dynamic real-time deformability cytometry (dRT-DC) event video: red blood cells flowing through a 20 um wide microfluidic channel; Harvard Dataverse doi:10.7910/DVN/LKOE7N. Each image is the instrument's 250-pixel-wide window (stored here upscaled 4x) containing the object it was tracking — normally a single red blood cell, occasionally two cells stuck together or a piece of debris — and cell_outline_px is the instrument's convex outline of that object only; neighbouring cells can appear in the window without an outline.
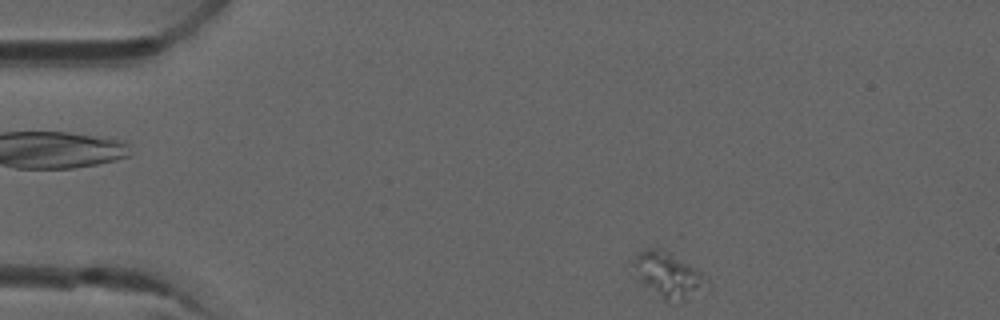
{"species": "common noctule bat (a hibernating species)", "species_latin": "Nyctalus noctula", "temperature_condition": "room temperature", "stored_images_in_passage": 4, "camera_frame_rate_fps": 3000, "um_per_image_px": 0.085, "animal": {"sex": "male", "forearm_length_mm": 52.5}, "frame": {"image": 1, "passage_image": 4, "time_ms": 1.0, "image_size_px": [1000, 320], "cell_outline_px": [[708, 288], [688, 300], [664, 300], [644, 284], [640, 280], [632, 264], [632, 260], [640, 252], [648, 248], [660, 248], [668, 252], [696, 268], [708, 280]], "centroid_in_image_um": [56.84, 23.38], "position_along_channel_um": 28.2, "area_um2": 19.02}}